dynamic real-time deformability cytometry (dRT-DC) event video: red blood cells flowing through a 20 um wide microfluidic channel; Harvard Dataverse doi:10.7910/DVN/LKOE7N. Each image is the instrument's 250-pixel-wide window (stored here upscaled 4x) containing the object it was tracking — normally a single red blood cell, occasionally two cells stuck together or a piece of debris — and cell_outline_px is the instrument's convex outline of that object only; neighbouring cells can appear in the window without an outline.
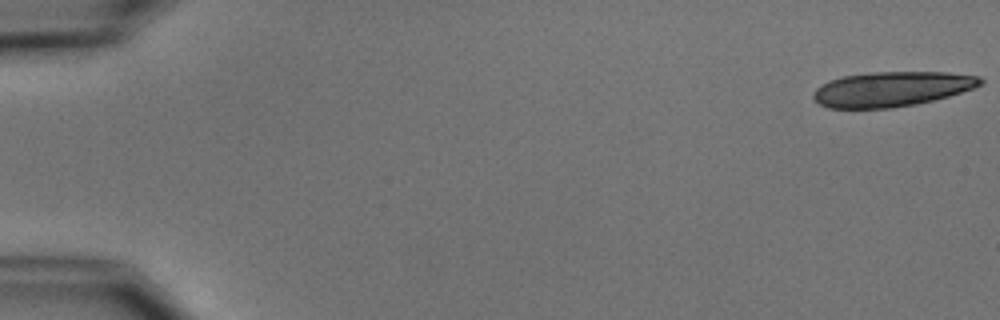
{"species": "common noctule bat (a hibernating species)", "species_latin": "Nyctalus noctula", "temperature_condition": "cold", "stored_images_in_passage": 20, "camera_frame_rate_fps": 3000, "um_per_image_px": 0.085, "animal": {"sex": "male", "body_mass_g": 15.6}, "frame": {"image": 1, "passage_image": 1, "time_ms": 0.0, "image_size_px": [1000, 320], "cell_outline_px": [[984, 84], [948, 96], [916, 104], [892, 108], [828, 108], [820, 104], [812, 96], [812, 92], [820, 84], [828, 80], [844, 76], [868, 72], [948, 72], [980, 76], [984, 80]], "centroid_in_image_um": [75.78, 7.56], "position_along_channel_um": 9.2, "area_um2": 34.1}}